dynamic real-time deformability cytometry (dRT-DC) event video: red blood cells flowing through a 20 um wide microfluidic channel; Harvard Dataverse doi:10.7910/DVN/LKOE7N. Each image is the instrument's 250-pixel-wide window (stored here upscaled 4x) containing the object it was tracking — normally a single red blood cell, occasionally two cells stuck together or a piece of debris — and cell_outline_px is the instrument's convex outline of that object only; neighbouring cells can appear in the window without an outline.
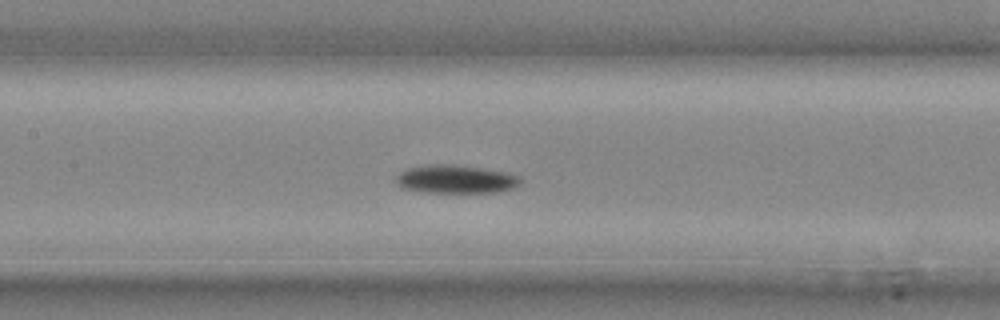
{"species": "common noctule bat (a hibernating species)", "species_latin": "Nyctalus noctula", "temperature_condition": "cold", "stored_images_in_passage": 15, "camera_frame_rate_fps": 3000, "um_per_image_px": 0.085, "animal": {"sex": "male", "body_mass_g": 20.4}, "frame": {"image": 1, "passage_image": 13, "time_ms": 4.0, "image_size_px": [1000, 320], "cell_outline_px": [[520, 184], [512, 188], [496, 192], [432, 192], [404, 188], [396, 180], [396, 176], [400, 172], [408, 168], [428, 164], [456, 164], [484, 168], [504, 172], [520, 176]], "centroid_in_image_um": [38.76, 15.21], "position_along_channel_um": 168.6, "area_um2": 20.29}}
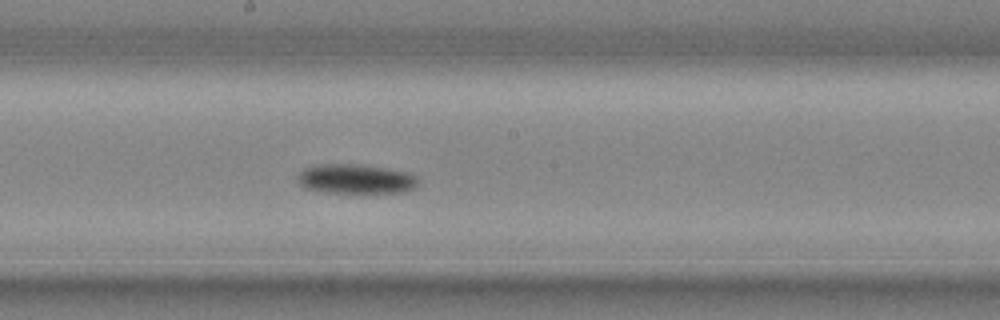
{"frame": {"image": 2, "passage_image": 15, "time_ms": 4.667, "image_size_px": [1000, 320], "cell_outline_px": [[420, 180], [416, 188], [404, 192], [328, 192], [304, 188], [300, 184], [296, 176], [304, 168], [316, 164], [352, 164], [384, 168], [408, 172], [416, 176]], "centroid_in_image_um": [30.25, 15.21], "position_along_channel_um": 218.0, "area_um2": 20.69}}